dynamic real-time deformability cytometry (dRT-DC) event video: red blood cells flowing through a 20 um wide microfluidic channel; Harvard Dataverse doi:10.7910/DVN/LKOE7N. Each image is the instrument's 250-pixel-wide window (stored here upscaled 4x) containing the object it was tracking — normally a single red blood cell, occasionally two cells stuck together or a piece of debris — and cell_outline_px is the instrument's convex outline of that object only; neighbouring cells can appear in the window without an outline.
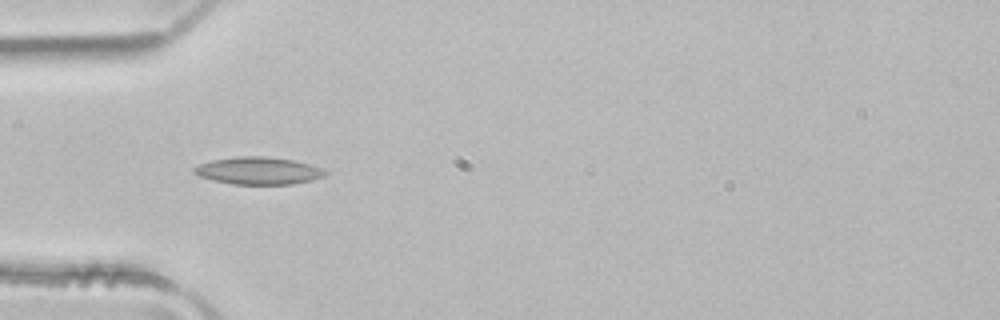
{"species": "common noctule bat (a hibernating species)", "species_latin": "Nyctalus noctula", "temperature_condition": "room temperature", "stored_images_in_passage": 2, "camera_frame_rate_fps": 3000, "um_per_image_px": 0.085, "animal": {"sex": "male", "body_mass_g": 21.5, "forearm_length_mm": 52.0}, "frame": {"image": 1, "passage_image": 1, "time_ms": 0.0, "image_size_px": [1000, 320], "cell_outline_px": [[328, 172], [324, 176], [312, 180], [292, 184], [232, 184], [212, 180], [200, 176], [192, 172], [192, 168], [200, 164], [212, 160], [240, 156], [264, 156], [292, 160], [308, 164], [320, 168]], "centroid_in_image_um": [21.93, 14.51], "position_along_channel_um": 63.1, "area_um2": 20.75}}
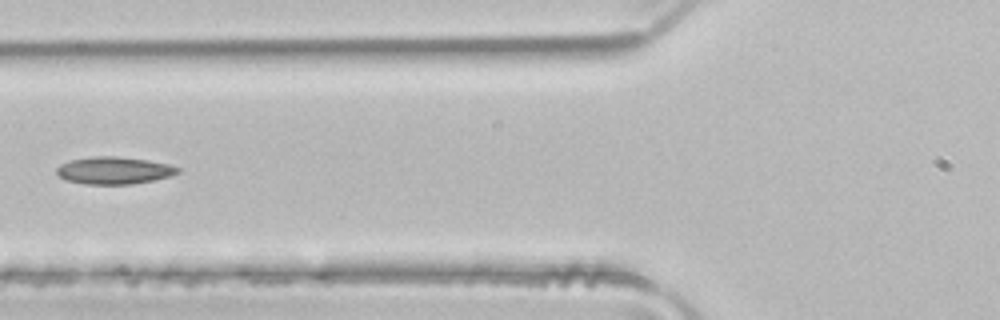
{"frame": {"image": 2, "passage_image": 2, "time_ms": 0.333, "image_size_px": [1000, 320], "cell_outline_px": [[180, 172], [172, 176], [132, 184], [88, 184], [68, 180], [60, 176], [56, 172], [56, 168], [60, 164], [72, 160], [92, 156], [116, 156], [148, 160], [168, 164], [180, 168]], "centroid_in_image_um": [9.72, 14.48], "position_along_channel_um": 116.1, "area_um2": 19.13}}